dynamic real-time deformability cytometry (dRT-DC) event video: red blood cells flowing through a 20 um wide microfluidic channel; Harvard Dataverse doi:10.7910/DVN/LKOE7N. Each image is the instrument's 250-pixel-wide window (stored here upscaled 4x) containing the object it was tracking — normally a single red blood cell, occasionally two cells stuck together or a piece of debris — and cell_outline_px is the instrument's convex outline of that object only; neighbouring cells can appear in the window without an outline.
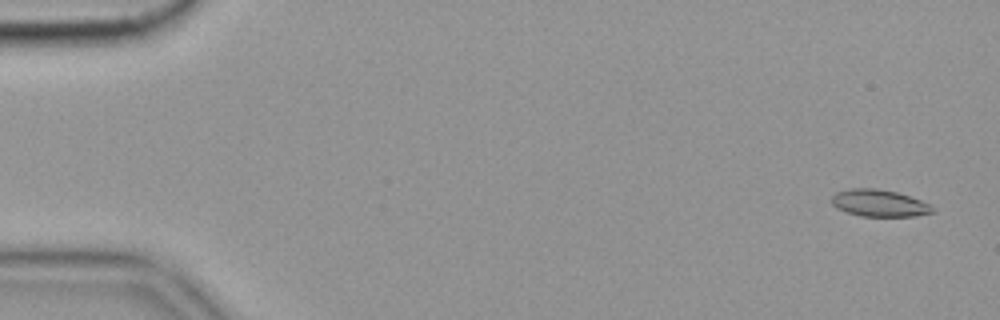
{"species": "common noctule bat (a hibernating species)", "species_latin": "Nyctalus noctula", "temperature_condition": "cold", "stored_images_in_passage": 58, "camera_frame_rate_fps": 3000, "um_per_image_px": 0.085, "animal": {"sex": "female", "body_mass_g": 19.9}, "frame": {"image": 1, "passage_image": 3, "time_ms": 0.667, "image_size_px": [1000, 320], "cell_outline_px": [[936, 212], [916, 216], [860, 216], [844, 212], [836, 208], [832, 204], [832, 196], [836, 192], [848, 188], [876, 188], [896, 192], [920, 200], [928, 204]], "centroid_in_image_um": [74.69, 17.27], "position_along_channel_um": 10.3, "area_um2": 15.9}}
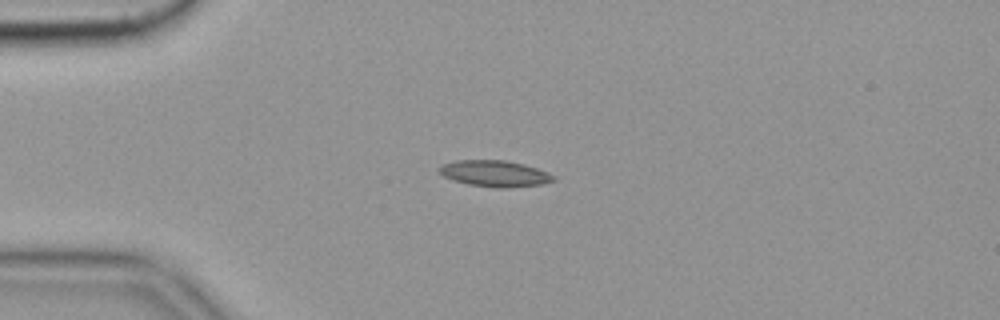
{"frame": {"image": 2, "passage_image": 15, "time_ms": 4.667, "image_size_px": [1000, 320], "cell_outline_px": [[556, 180], [544, 184], [504, 188], [496, 188], [468, 184], [452, 180], [444, 176], [436, 168], [440, 164], [456, 160], [504, 160], [524, 164], [548, 172], [556, 176]], "centroid_in_image_um": [42.05, 14.75], "position_along_channel_um": 43.0, "area_um2": 17.69}}
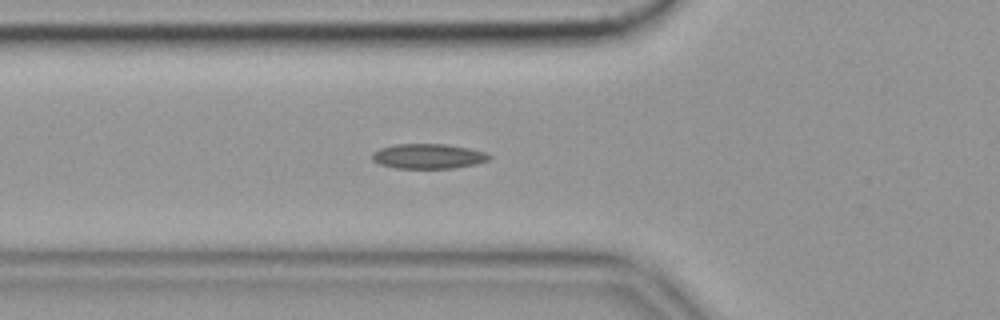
{"frame": {"image": 3, "passage_image": 21, "time_ms": 6.667, "image_size_px": [1000, 320], "cell_outline_px": [[492, 156], [488, 160], [476, 164], [452, 168], [396, 168], [380, 164], [372, 160], [372, 152], [380, 148], [396, 144], [448, 144], [468, 148], [484, 152]], "centroid_in_image_um": [36.38, 13.27], "position_along_channel_um": 89.4, "area_um2": 16.94}, "authors_computed_cell_mechanics": {"area_um2": 16.2996, "velocity_mm_per_s": 3.5454, "shape_relaxation_time_tau1_ms": null, "shape_relaxation_time_tau2_ms": 4.994, "deformation_change_tau1": null, "deformation_change_tau2": 0.1238}}